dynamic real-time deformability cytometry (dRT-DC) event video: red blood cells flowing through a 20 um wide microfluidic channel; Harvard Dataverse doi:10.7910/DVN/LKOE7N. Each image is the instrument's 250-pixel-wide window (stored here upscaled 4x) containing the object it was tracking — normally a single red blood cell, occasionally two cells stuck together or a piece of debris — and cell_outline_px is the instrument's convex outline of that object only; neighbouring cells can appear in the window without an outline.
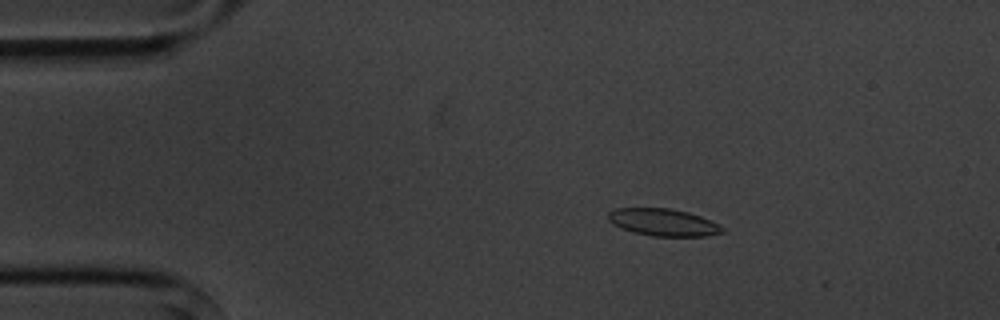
{"species": "common noctule bat (a hibernating species)", "species_latin": "Nyctalus noctula", "temperature_condition": "cold", "stored_images_in_passage": 5, "camera_frame_rate_fps": 3000, "um_per_image_px": 0.085, "animal": {"sex": "male", "body_mass_g": 20.1, "forearm_length_mm": 53.5}, "frame": {"image": 1, "passage_image": 3, "time_ms": 2.333, "image_size_px": [1000, 320], "cell_outline_px": [[724, 232], [708, 236], [652, 236], [636, 232], [612, 224], [608, 220], [608, 212], [616, 208], [668, 208], [688, 212], [700, 216], [720, 224], [724, 228]], "centroid_in_image_um": [56.41, 18.89], "position_along_channel_um": 28.6, "area_um2": 18.03}}
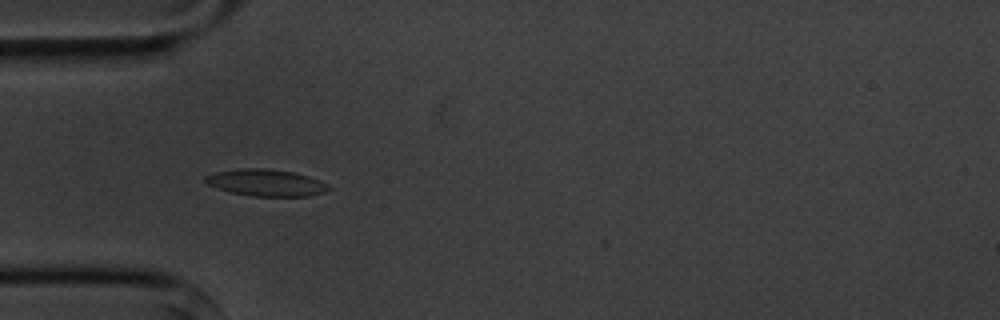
{"frame": {"image": 2, "passage_image": 4, "time_ms": 4.667, "image_size_px": [1000, 320], "cell_outline_px": [[332, 188], [324, 192], [308, 196], [252, 196], [232, 192], [208, 184], [204, 180], [204, 176], [216, 172], [240, 168], [268, 168], [292, 172], [308, 176], [328, 184]], "centroid_in_image_um": [22.63, 15.52], "position_along_channel_um": 62.4, "area_um2": 19.07}}
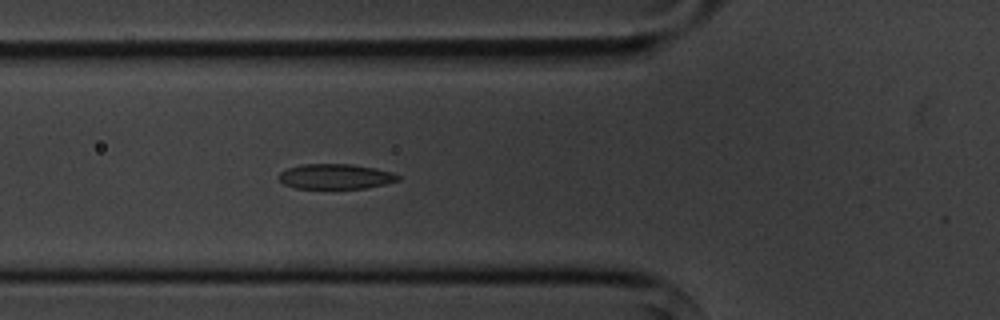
{"frame": {"image": 3, "passage_image": 5, "time_ms": 5.667, "image_size_px": [1000, 320], "cell_outline_px": [[400, 180], [384, 184], [364, 188], [296, 188], [284, 184], [276, 176], [280, 172], [288, 168], [304, 164], [352, 164], [376, 168], [392, 172], [400, 176]], "centroid_in_image_um": [28.52, 14.99], "position_along_channel_um": 97.3, "area_um2": 17.4}}